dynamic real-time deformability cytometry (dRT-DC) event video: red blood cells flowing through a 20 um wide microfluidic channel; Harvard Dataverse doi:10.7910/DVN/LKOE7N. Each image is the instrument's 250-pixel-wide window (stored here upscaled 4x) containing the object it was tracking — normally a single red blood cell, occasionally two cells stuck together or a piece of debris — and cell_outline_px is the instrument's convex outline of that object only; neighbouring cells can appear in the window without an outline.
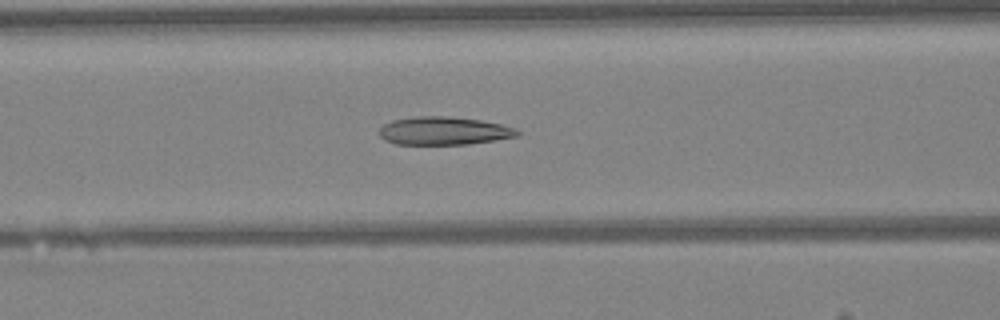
{"species": "Egyptian fruit bat (a non-hibernating species)", "species_latin": "Rousettus aegyptiacus", "temperature_condition": "warm", "stored_images_in_passage": 48, "camera_frame_rate_fps": 3000, "um_per_image_px": 0.085, "animal": {"sex": "female"}, "frame": {"image": 1, "passage_image": 20, "time_ms": 6.333, "image_size_px": [1000, 320], "cell_outline_px": [[520, 136], [496, 140], [468, 144], [396, 144], [384, 140], [380, 136], [380, 128], [384, 124], [392, 120], [416, 116], [444, 116], [480, 120], [500, 124], [512, 128], [520, 132]], "centroid_in_image_um": [37.71, 11.12], "position_along_channel_um": 128.9, "area_um2": 22.48}}
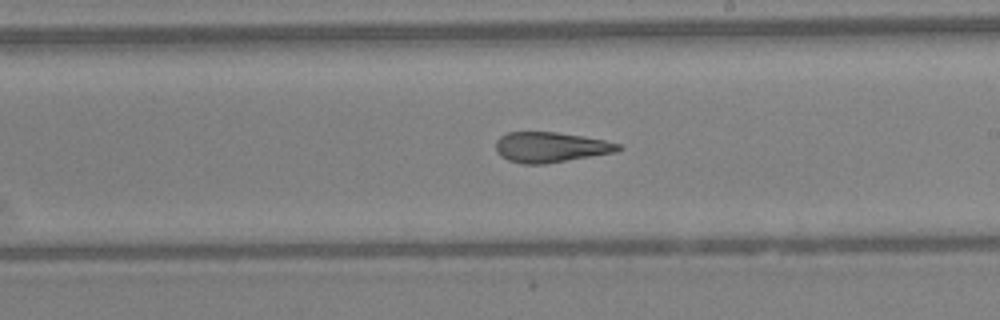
{"frame": {"image": 2, "passage_image": 28, "time_ms": 9.0, "image_size_px": [1000, 320], "cell_outline_px": [[624, 148], [616, 152], [544, 164], [520, 164], [508, 160], [500, 156], [496, 152], [496, 140], [500, 136], [508, 132], [556, 132], [604, 140], [620, 144]], "centroid_in_image_um": [46.77, 12.52], "position_along_channel_um": 242.2, "area_um2": 21.62}}
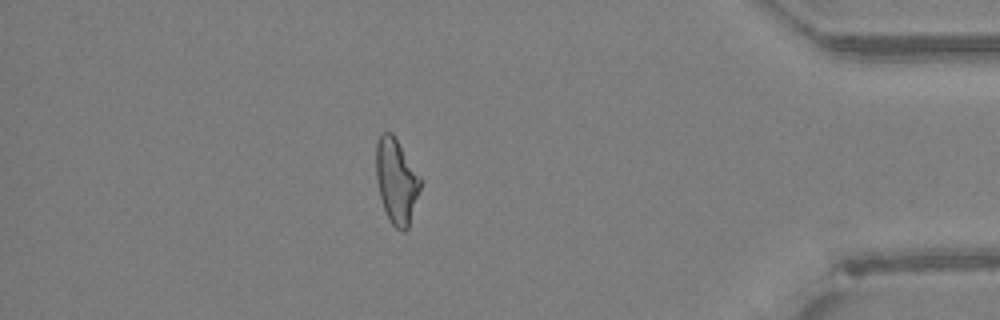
{"frame": {"image": 3, "passage_image": 42, "time_ms": 13.667, "image_size_px": [1000, 320], "cell_outline_px": [[424, 180], [408, 228], [404, 232], [396, 228], [388, 220], [380, 196], [376, 180], [376, 144], [380, 132], [392, 132]], "centroid_in_image_um": [33.72, 15.38], "position_along_channel_um": 401.5, "area_um2": 22.43}, "authors_computed_cell_mechanics": {"area_um2": 22.8599, "velocity_mm_per_s": 4.2755, "shape_relaxation_time_tau1_ms": null, "shape_relaxation_time_tau2_ms": 3.2702, "deformation_change_tau1": null, "deformation_change_tau2": 0.1474}}